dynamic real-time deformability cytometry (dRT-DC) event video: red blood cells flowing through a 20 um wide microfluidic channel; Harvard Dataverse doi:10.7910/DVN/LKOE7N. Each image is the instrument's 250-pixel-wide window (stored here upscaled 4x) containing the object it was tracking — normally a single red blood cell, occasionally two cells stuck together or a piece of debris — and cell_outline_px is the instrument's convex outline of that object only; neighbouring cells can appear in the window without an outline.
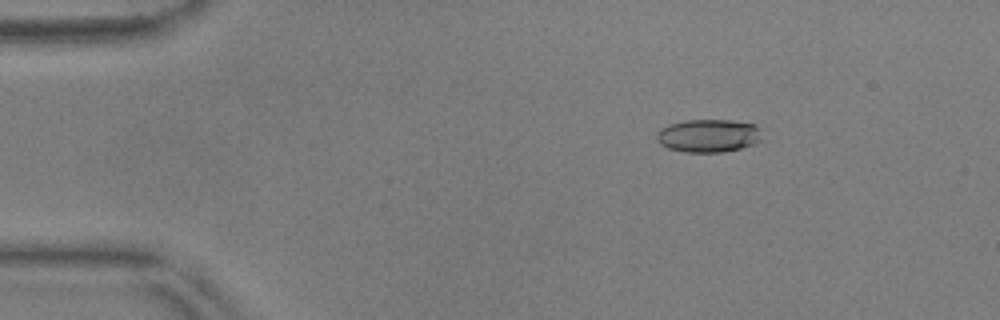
{"species": "common noctule bat (a hibernating species)", "species_latin": "Nyctalus noctula", "temperature_condition": "warm", "stored_images_in_passage": 55, "camera_frame_rate_fps": 3000, "um_per_image_px": 0.085, "animal": {"sex": "male", "body_mass_g": 17.9, "forearm_length_mm": 54.2}, "frame": {"image": 1, "passage_image": 9, "time_ms": 2.667, "image_size_px": [1000, 320], "cell_outline_px": [[760, 140], [752, 144], [740, 148], [724, 152], [684, 152], [668, 148], [660, 144], [656, 140], [656, 136], [660, 128], [668, 124], [684, 120], [728, 120], [756, 124], [760, 128]], "centroid_in_image_um": [60.18, 11.53], "position_along_channel_um": 24.8, "area_um2": 20.35}}
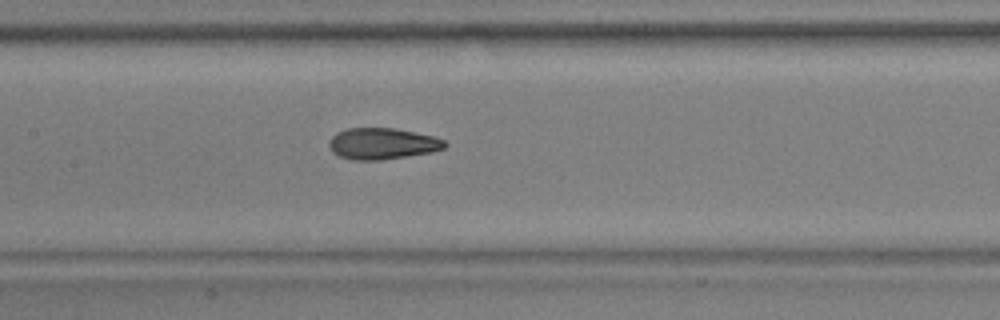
{"frame": {"image": 2, "passage_image": 27, "time_ms": 8.667, "image_size_px": [1000, 320], "cell_outline_px": [[448, 144], [444, 148], [432, 152], [380, 160], [352, 160], [340, 156], [332, 152], [328, 144], [328, 140], [336, 132], [348, 128], [396, 128], [436, 136], [444, 140]], "centroid_in_image_um": [32.5, 12.2], "position_along_channel_um": 174.9, "area_um2": 21.33}}
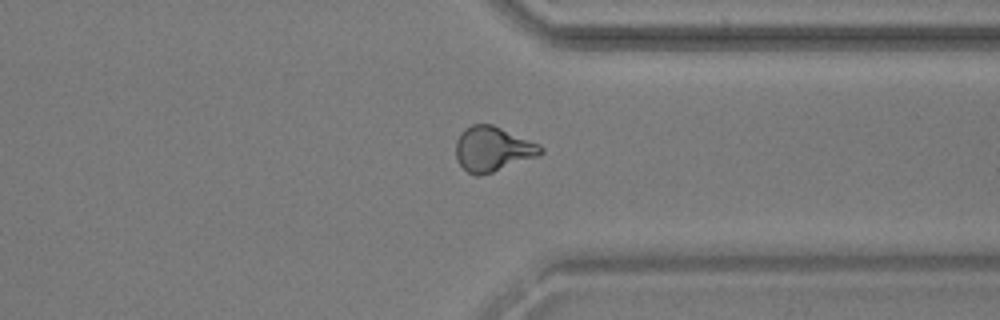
{"frame": {"image": 3, "passage_image": 43, "time_ms": 14.0, "image_size_px": [1000, 320], "cell_outline_px": [[544, 152], [540, 156], [480, 176], [476, 176], [468, 172], [456, 160], [456, 140], [464, 128], [472, 124], [492, 124], [540, 144], [544, 148]], "centroid_in_image_um": [41.9, 12.66], "position_along_channel_um": 369.5, "area_um2": 22.31}, "authors_computed_cell_mechanics": {"area_um2": 21.1548, "velocity_mm_per_s": 3.6719, "shape_relaxation_time_tau1_ms": 7.6586, "shape_relaxation_time_tau2_ms": 1.8768, "deformation_change_tau1": 0.212, "deformation_change_tau2": 0.089}}